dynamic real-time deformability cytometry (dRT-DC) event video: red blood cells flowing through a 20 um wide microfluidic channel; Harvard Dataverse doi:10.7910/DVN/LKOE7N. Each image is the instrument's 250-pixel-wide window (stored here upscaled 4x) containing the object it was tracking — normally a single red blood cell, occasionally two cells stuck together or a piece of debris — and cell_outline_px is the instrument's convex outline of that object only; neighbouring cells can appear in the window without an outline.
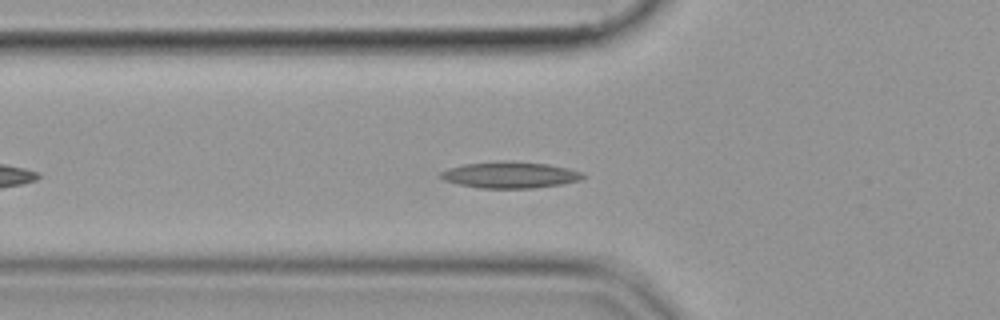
{"species": "common noctule bat (a hibernating species)", "species_latin": "Nyctalus noctula", "temperature_condition": "cold", "stored_images_in_passage": 43, "camera_frame_rate_fps": 3000, "um_per_image_px": 0.085, "animal": {"sex": "female", "body_mass_g": 19.9}, "frame": {"image": 1, "passage_image": 8, "time_ms": 2.333, "image_size_px": [1000, 320], "cell_outline_px": [[588, 176], [580, 180], [560, 184], [532, 188], [480, 188], [460, 184], [444, 180], [436, 176], [440, 172], [448, 168], [464, 164], [504, 160], [512, 160], [548, 164], [568, 168], [584, 172]], "centroid_in_image_um": [43.36, 14.85], "position_along_channel_um": 82.4, "area_um2": 22.14}}
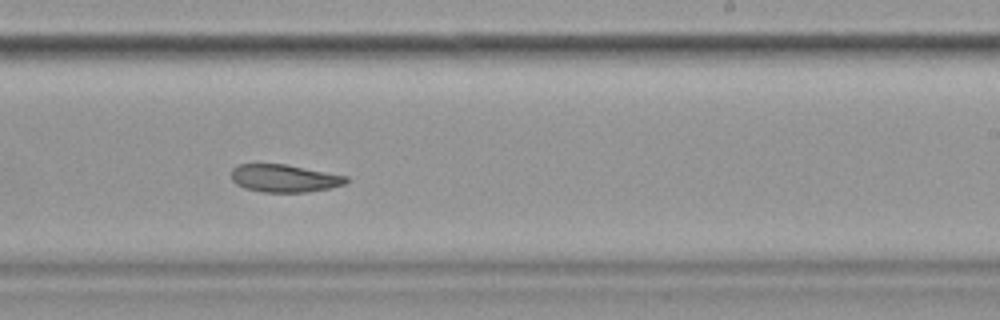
{"frame": {"image": 2, "passage_image": 23, "time_ms": 7.333, "image_size_px": [1000, 320], "cell_outline_px": [[348, 180], [344, 184], [328, 188], [308, 192], [264, 192], [244, 188], [236, 184], [232, 180], [232, 168], [240, 164], [284, 164], [348, 176]], "centroid_in_image_um": [24.15, 15.15], "position_along_channel_um": 264.8, "area_um2": 18.38}}
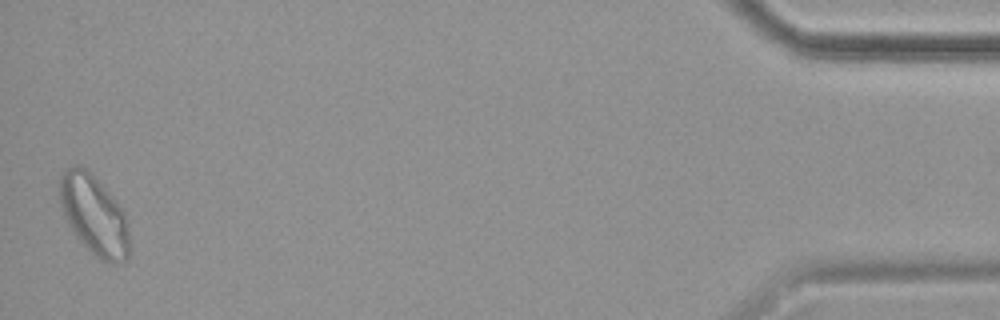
{"frame": {"image": 3, "passage_image": 43, "time_ms": 14.0, "image_size_px": [1000, 320], "cell_outline_px": [[132, 248], [128, 260], [116, 264], [108, 264], [100, 260], [76, 236], [68, 224], [64, 216], [60, 204], [60, 176], [64, 168], [72, 164], [80, 164], [116, 200], [124, 212], [128, 224]], "centroid_in_image_um": [8.03, 18.33], "position_along_channel_um": 427.2, "area_um2": 32.77}}